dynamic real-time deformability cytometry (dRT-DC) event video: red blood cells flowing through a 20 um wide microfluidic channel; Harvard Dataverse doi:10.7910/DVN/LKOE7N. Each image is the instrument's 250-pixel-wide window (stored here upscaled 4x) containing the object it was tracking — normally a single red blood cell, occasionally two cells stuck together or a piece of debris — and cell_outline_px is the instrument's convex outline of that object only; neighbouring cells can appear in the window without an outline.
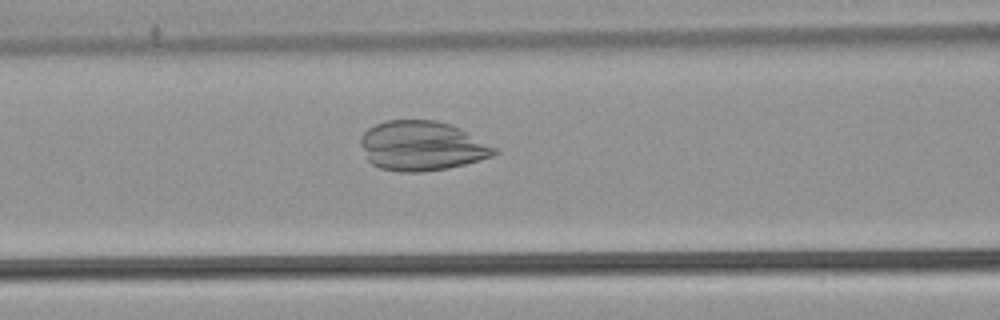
{"species": "common noctule bat (a hibernating species)", "species_latin": "Nyctalus noctula", "temperature_condition": "warm", "stored_images_in_passage": 46, "camera_frame_rate_fps": 3000, "um_per_image_px": 0.085, "animal": {"sex": "male", "body_mass_g": 21.5, "forearm_length_mm": 52.0}, "frame": {"image": 1, "passage_image": 15, "time_ms": 4.667, "image_size_px": [1000, 320], "cell_outline_px": [[500, 152], [492, 156], [464, 164], [448, 168], [420, 172], [400, 172], [380, 168], [372, 164], [368, 160], [360, 144], [360, 136], [368, 128], [376, 124], [388, 120], [436, 120], [460, 128], [496, 148]], "centroid_in_image_um": [35.83, 12.4], "position_along_channel_um": 130.8, "area_um2": 38.49}}
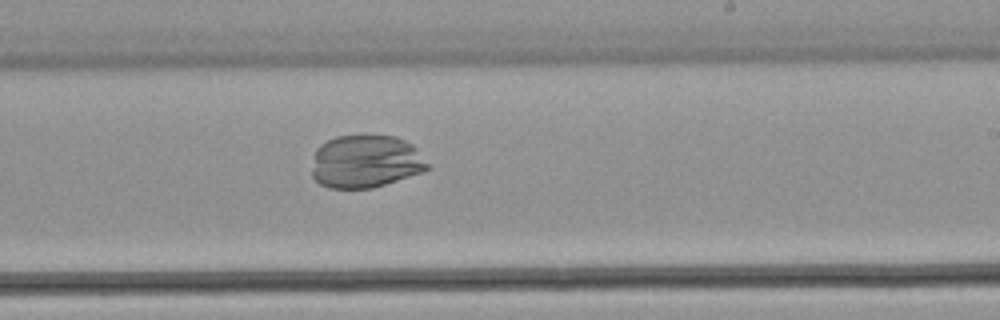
{"frame": {"image": 2, "passage_image": 25, "time_ms": 8.0, "image_size_px": [1000, 320], "cell_outline_px": [[428, 168], [424, 172], [372, 188], [328, 188], [320, 184], [312, 176], [312, 168], [316, 148], [320, 144], [336, 136], [364, 132], [396, 136], [412, 144], [416, 148], [428, 164]], "centroid_in_image_um": [31.07, 13.68], "position_along_channel_um": 257.9, "area_um2": 36.47}}
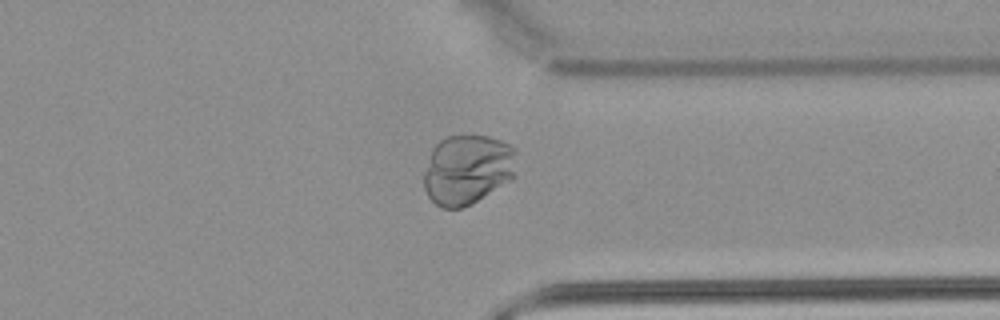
{"frame": {"image": 3, "passage_image": 34, "time_ms": 11.0, "image_size_px": [1000, 320], "cell_outline_px": [[516, 176], [472, 204], [464, 208], [440, 208], [428, 196], [424, 188], [424, 172], [432, 148], [440, 140], [448, 136], [488, 136], [512, 144], [516, 148]], "centroid_in_image_um": [39.75, 14.41], "position_along_channel_um": 371.6, "area_um2": 38.09}}